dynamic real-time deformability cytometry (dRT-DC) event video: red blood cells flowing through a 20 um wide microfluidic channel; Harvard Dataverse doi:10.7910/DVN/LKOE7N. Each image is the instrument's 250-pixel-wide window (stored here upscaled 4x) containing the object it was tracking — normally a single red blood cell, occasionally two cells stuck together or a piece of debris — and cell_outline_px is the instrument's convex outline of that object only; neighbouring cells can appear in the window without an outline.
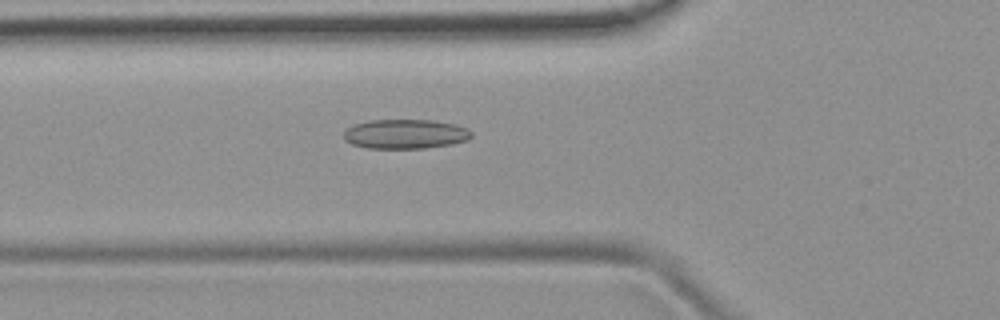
{"species": "common noctule bat (a hibernating species)", "species_latin": "Nyctalus noctula", "temperature_condition": "room temperature", "stored_images_in_passage": 36, "camera_frame_rate_fps": 3000, "um_per_image_px": 0.085, "animal": {"sex": "female", "body_mass_g": 19.9}, "frame": {"image": 1, "passage_image": 3, "time_ms": 0.667, "image_size_px": [1000, 320], "cell_outline_px": [[472, 136], [468, 140], [452, 144], [424, 148], [368, 148], [352, 144], [344, 140], [344, 128], [352, 124], [368, 120], [432, 120], [456, 124], [468, 128], [472, 132]], "centroid_in_image_um": [34.44, 11.38], "position_along_channel_um": 91.4, "area_um2": 22.2}}
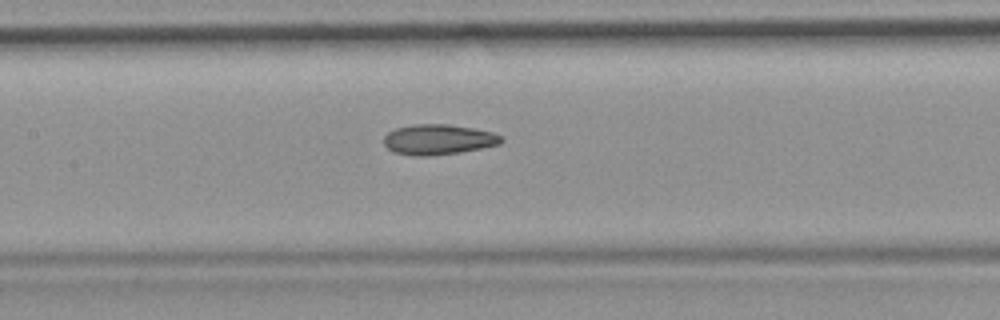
{"frame": {"image": 2, "passage_image": 9, "time_ms": 2.667, "image_size_px": [1000, 320], "cell_outline_px": [[504, 140], [500, 144], [460, 152], [428, 156], [416, 156], [392, 152], [384, 144], [384, 136], [388, 132], [396, 128], [412, 124], [448, 124], [472, 128], [492, 132], [504, 136]], "centroid_in_image_um": [37.26, 11.85], "position_along_channel_um": 170.1, "area_um2": 20.81}}
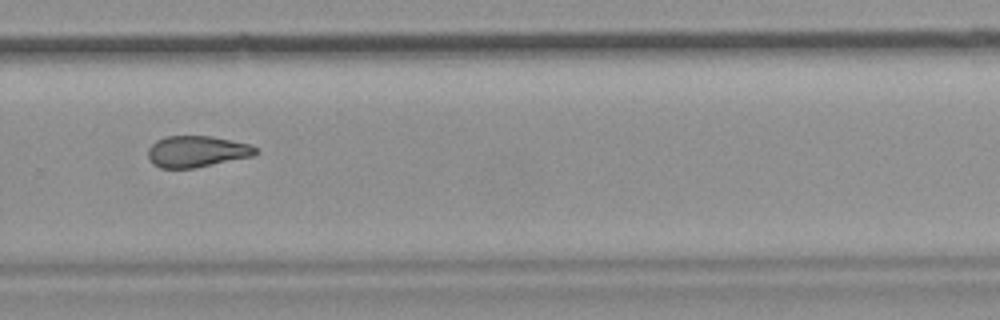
{"frame": {"image": 3, "passage_image": 20, "time_ms": 6.333, "image_size_px": [1000, 320], "cell_outline_px": [[260, 152], [256, 156], [192, 168], [160, 168], [152, 164], [148, 156], [148, 148], [156, 140], [164, 136], [212, 136], [248, 144], [256, 148]], "centroid_in_image_um": [16.73, 12.88], "position_along_channel_um": 313.1, "area_um2": 19.77}, "authors_computed_cell_mechanics": {"area_um2": 20.2011, "velocity_mm_per_s": 3.9127, "shape_relaxation_time_tau1_ms": null, "shape_relaxation_time_tau2_ms": 3.8606, "deformation_change_tau1": null, "deformation_change_tau2": 0.1193}}